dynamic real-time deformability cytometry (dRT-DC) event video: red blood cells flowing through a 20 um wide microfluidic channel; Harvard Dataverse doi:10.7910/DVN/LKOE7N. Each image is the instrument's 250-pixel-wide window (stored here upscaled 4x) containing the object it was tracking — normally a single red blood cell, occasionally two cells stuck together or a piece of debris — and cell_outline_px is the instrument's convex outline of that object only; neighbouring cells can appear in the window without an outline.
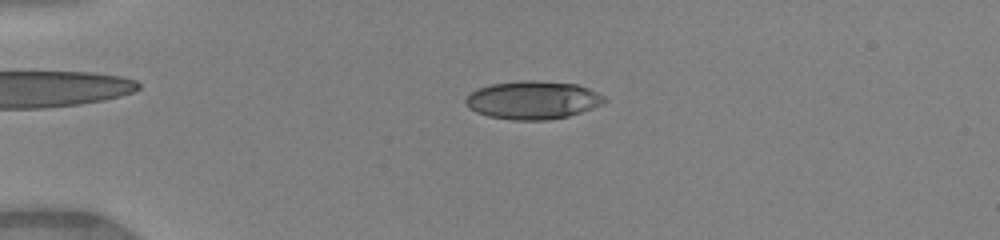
{"species": "human", "species_latin": "Homo sapiens", "temperature_condition": "warm", "stored_images_in_passage": 50, "camera_frame_rate_fps": 3000, "um_per_image_px": 0.085, "donor": {"sex": "female"}, "frame": {"image": 1, "passage_image": 13, "time_ms": 4.0, "image_size_px": [1000, 240], "cell_outline_px": [[608, 100], [604, 104], [568, 116], [548, 120], [512, 120], [488, 116], [476, 112], [468, 108], [464, 104], [464, 100], [472, 92], [480, 88], [492, 84], [524, 80], [532, 80], [576, 84], [588, 88], [604, 96]], "centroid_in_image_um": [45.29, 8.51], "position_along_channel_um": 39.7, "area_um2": 30.81}}
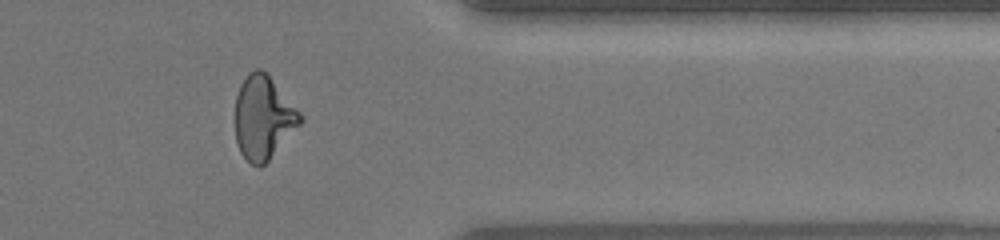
{"frame": {"image": 2, "passage_image": 42, "time_ms": 13.667, "image_size_px": [1000, 240], "cell_outline_px": [[304, 120], [268, 160], [260, 168], [252, 164], [240, 152], [236, 144], [236, 96], [240, 84], [248, 72], [256, 68], [260, 68], [268, 72], [304, 116]], "centroid_in_image_um": [22.39, 9.94], "position_along_channel_um": 389.0, "area_um2": 31.85}}
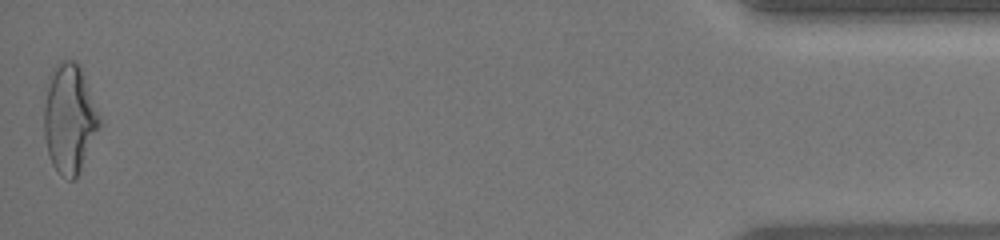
{"frame": {"image": 3, "passage_image": 50, "time_ms": 16.333, "image_size_px": [1000, 240], "cell_outline_px": [[100, 124], [80, 168], [76, 176], [72, 180], [68, 180], [60, 176], [52, 164], [48, 152], [44, 136], [44, 104], [48, 76], [52, 68], [56, 64], [64, 60], [76, 60], [80, 64], [100, 120]], "centroid_in_image_um": [5.85, 10.04], "position_along_channel_um": 429.3, "area_um2": 34.8}, "authors_computed_cell_mechanics": {"area_um2": 31.2698, "velocity_mm_per_s": 4.1394, "shape_relaxation_time_tau1_ms": 4.9019, "shape_relaxation_time_tau2_ms": 1.2313, "deformation_change_tau1": 0.2055, "deformation_change_tau2": 0.0905}}